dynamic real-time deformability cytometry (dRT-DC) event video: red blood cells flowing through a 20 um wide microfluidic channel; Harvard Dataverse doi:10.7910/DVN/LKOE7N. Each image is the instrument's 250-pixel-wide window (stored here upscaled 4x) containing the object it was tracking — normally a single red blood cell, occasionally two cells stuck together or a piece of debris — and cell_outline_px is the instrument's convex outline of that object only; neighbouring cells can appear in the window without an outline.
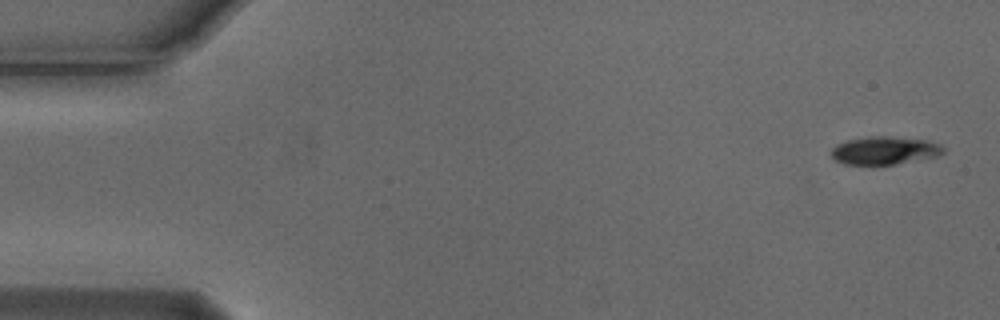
{"species": "Egyptian fruit bat (a non-hibernating species)", "species_latin": "Rousettus aegyptiacus", "temperature_condition": "cold", "stored_images_in_passage": 5, "segment_of_instrument_passage": [1, 2], "camera_frame_rate_fps": 3000, "um_per_image_px": 0.085, "animal": {"sex": "male"}, "frame": {"image": 1, "passage_image": 1, "time_ms": 0.0, "image_size_px": [1000, 320], "cell_outline_px": [[944, 152], [940, 156], [896, 164], [872, 168], [844, 164], [836, 160], [832, 156], [832, 148], [836, 144], [848, 140], [872, 136], [884, 136], [924, 140], [940, 144], [944, 148]], "centroid_in_image_um": [75.16, 12.85], "position_along_channel_um": 9.8, "area_um2": 18.84}}